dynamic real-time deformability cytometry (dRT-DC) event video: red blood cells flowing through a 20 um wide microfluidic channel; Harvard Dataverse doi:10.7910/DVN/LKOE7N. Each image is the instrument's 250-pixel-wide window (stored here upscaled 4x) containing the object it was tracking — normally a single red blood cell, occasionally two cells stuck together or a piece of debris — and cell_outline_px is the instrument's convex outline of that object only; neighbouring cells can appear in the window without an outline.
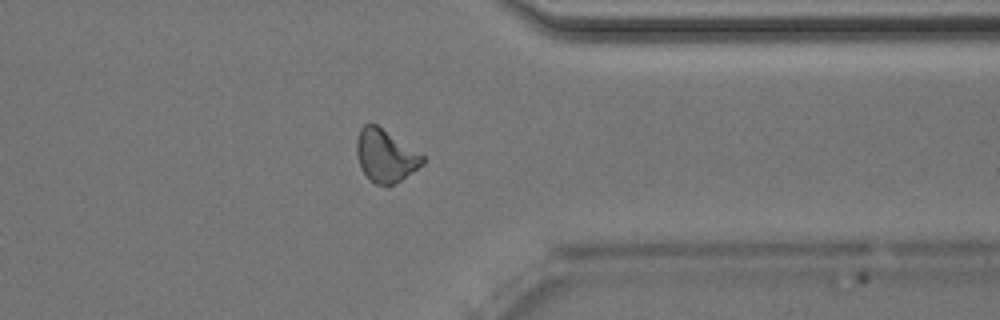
{"species": "Egyptian fruit bat (a non-hibernating species)", "species_latin": "Rousettus aegyptiacus", "temperature_condition": "room temperature", "stored_images_in_passage": 35, "camera_frame_rate_fps": 3000, "um_per_image_px": 0.085, "animal": {"sex": "male"}, "frame": {"image": 1, "passage_image": 25, "time_ms": 8.0, "image_size_px": [1000, 320], "cell_outline_px": [[424, 164], [388, 188], [376, 184], [360, 168], [356, 152], [356, 140], [360, 128], [364, 124], [376, 124], [424, 156]], "centroid_in_image_um": [32.74, 13.25], "position_along_channel_um": 378.7, "area_um2": 20.06}, "authors_computed_cell_mechanics": {"area_um2": 20.0566, "velocity_mm_per_s": 4.0291, "shape_relaxation_time_tau1_ms": null, "shape_relaxation_time_tau2_ms": 4.9974, "deformation_change_tau1": null, "deformation_change_tau2": 0.1149}}